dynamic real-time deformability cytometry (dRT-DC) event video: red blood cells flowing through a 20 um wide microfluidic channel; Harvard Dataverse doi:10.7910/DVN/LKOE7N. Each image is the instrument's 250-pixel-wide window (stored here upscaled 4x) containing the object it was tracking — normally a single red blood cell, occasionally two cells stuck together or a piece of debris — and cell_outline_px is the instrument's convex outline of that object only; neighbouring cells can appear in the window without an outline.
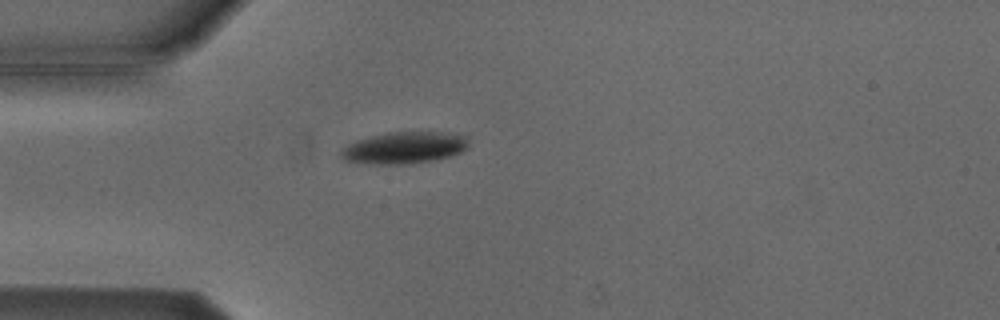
{"species": "Egyptian fruit bat (a non-hibernating species)", "species_latin": "Rousettus aegyptiacus", "temperature_condition": "cold", "stored_images_in_passage": 2, "camera_frame_rate_fps": 3000, "um_per_image_px": 0.085, "animal": {"sex": "male"}, "frame": {"image": 1, "passage_image": 1, "time_ms": 0.0, "image_size_px": [1000, 320], "cell_outline_px": [[468, 148], [460, 152], [448, 156], [432, 160], [412, 164], [368, 164], [344, 160], [340, 156], [340, 148], [356, 140], [388, 132], [448, 132], [464, 136], [468, 140]], "centroid_in_image_um": [34.32, 12.56], "position_along_channel_um": 50.7, "area_um2": 23.7}}